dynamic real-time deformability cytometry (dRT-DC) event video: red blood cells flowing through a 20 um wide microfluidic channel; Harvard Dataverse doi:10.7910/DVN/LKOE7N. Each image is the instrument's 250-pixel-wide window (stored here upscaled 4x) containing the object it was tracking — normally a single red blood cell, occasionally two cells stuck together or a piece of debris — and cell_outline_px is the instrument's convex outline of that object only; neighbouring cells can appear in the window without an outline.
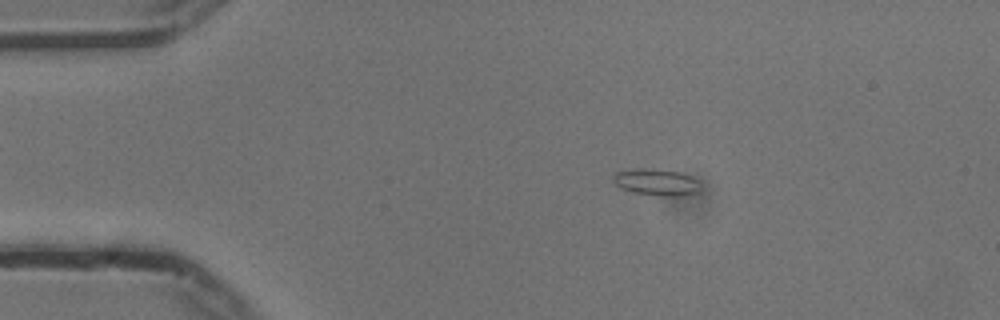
{"species": "common noctule bat (a hibernating species)", "species_latin": "Nyctalus noctula", "temperature_condition": "cold", "stored_images_in_passage": 47, "camera_frame_rate_fps": 3000, "um_per_image_px": 0.085, "animal": {"sex": "male", "body_mass_g": 13.3}, "frame": {"image": 1, "passage_image": 2, "time_ms": 0.333, "image_size_px": [1000, 320], "cell_outline_px": [[696, 192], [688, 196], [660, 196], [636, 192], [620, 188], [612, 180], [612, 176], [616, 172], [632, 168], [652, 168], [680, 172], [696, 180]], "centroid_in_image_um": [55.71, 15.47], "position_along_channel_um": 29.3, "area_um2": 13.41}}
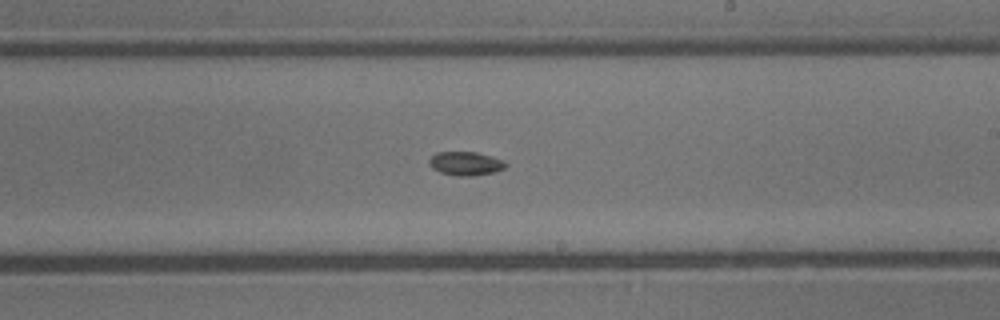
{"frame": {"image": 2, "passage_image": 24, "time_ms": 7.667, "image_size_px": [1000, 320], "cell_outline_px": [[508, 164], [504, 168], [492, 172], [472, 176], [460, 176], [440, 172], [432, 168], [428, 160], [436, 152], [476, 152], [504, 160]], "centroid_in_image_um": [39.57, 13.89], "position_along_channel_um": 249.4, "area_um2": 10.46}}
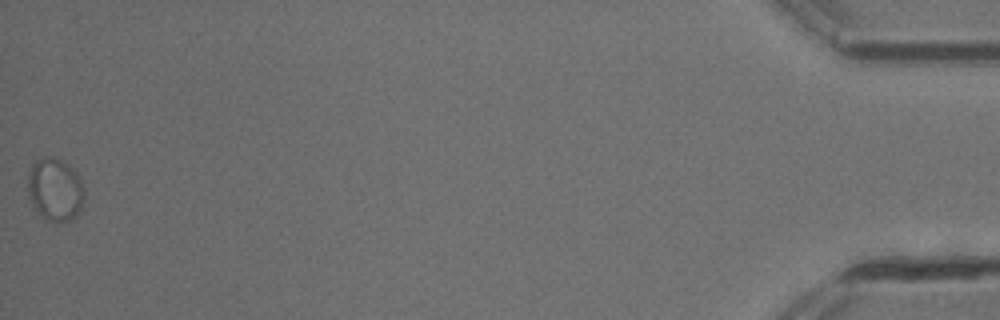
{"frame": {"image": 3, "passage_image": 47, "time_ms": 15.333, "image_size_px": [1000, 320], "cell_outline_px": [[84, 200], [80, 212], [72, 220], [56, 224], [48, 220], [36, 212], [32, 204], [28, 192], [28, 172], [32, 164], [40, 156], [52, 156], [68, 164], [76, 172], [84, 188]], "centroid_in_image_um": [4.68, 16.13], "position_along_channel_um": 430.5, "area_um2": 21.15}, "authors_computed_cell_mechanics": {"area_um2": 10.7508, "velocity_mm_per_s": 3.7204, "shape_relaxation_time_tau1_ms": null, "shape_relaxation_time_tau2_ms": 3.3143, "deformation_change_tau1": null, "deformation_change_tau2": 0.0485}}